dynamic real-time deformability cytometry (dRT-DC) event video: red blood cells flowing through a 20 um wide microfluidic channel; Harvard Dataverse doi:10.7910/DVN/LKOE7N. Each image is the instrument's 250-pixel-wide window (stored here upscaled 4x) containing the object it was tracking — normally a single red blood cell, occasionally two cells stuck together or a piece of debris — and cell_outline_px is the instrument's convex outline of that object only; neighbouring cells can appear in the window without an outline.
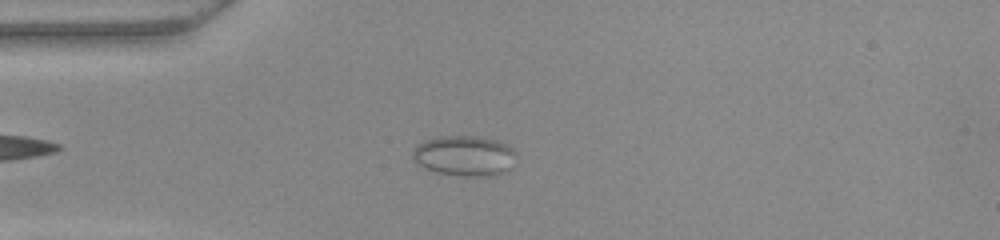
{"species": "common noctule bat (a hibernating species)", "species_latin": "Nyctalus noctula", "temperature_condition": "warm", "stored_images_in_passage": 47, "camera_frame_rate_fps": 3000, "um_per_image_px": 0.085, "animal": {"sex": "female", "body_mass_g": 22.0, "forearm_length_mm": 56.7}, "frame": {"image": 1, "passage_image": 9, "time_ms": 2.667, "image_size_px": [1000, 240], "cell_outline_px": [[516, 156], [512, 168], [496, 176], [464, 176], [436, 172], [416, 164], [412, 156], [412, 152], [416, 144], [424, 140], [440, 136], [480, 136], [496, 140], [512, 148], [516, 152]], "centroid_in_image_um": [39.48, 13.24], "position_along_channel_um": 45.5, "area_um2": 24.68}}
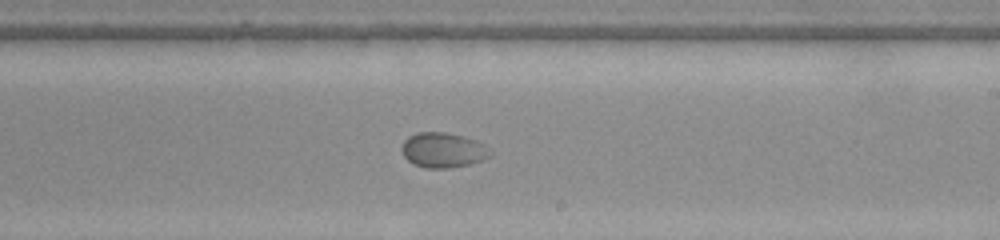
{"frame": {"image": 2, "passage_image": 26, "time_ms": 8.333, "image_size_px": [1000, 240], "cell_outline_px": [[492, 152], [488, 156], [480, 160], [468, 164], [448, 168], [424, 168], [412, 164], [404, 156], [400, 148], [404, 140], [408, 136], [416, 132], [444, 132], [476, 140], [492, 148]], "centroid_in_image_um": [37.62, 12.75], "position_along_channel_um": 251.4, "area_um2": 18.09}}
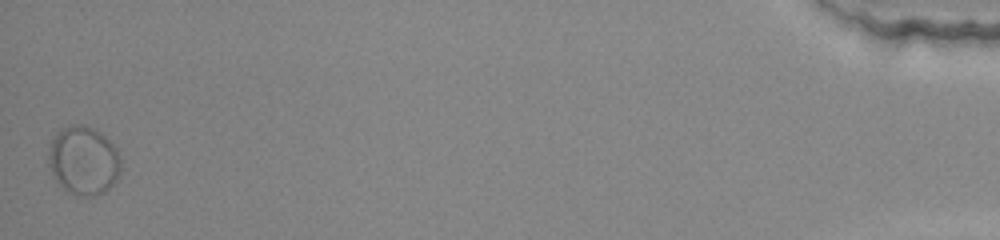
{"frame": {"image": 3, "passage_image": 47, "time_ms": 15.333, "image_size_px": [1000, 240], "cell_outline_px": [[120, 172], [116, 180], [104, 192], [96, 196], [80, 196], [64, 188], [52, 176], [48, 164], [48, 152], [52, 140], [56, 132], [68, 124], [84, 124], [100, 132], [116, 148], [120, 156]], "centroid_in_image_um": [7.08, 13.63], "position_along_channel_um": 428.1, "area_um2": 29.02}, "authors_computed_cell_mechanics": {"area_um2": 20.9236, "velocity_mm_per_s": 3.9089, "shape_relaxation_time_tau1_ms": null, "shape_relaxation_time_tau2_ms": 0.6401, "deformation_change_tau1": null, "deformation_change_tau2": 0.0237}}